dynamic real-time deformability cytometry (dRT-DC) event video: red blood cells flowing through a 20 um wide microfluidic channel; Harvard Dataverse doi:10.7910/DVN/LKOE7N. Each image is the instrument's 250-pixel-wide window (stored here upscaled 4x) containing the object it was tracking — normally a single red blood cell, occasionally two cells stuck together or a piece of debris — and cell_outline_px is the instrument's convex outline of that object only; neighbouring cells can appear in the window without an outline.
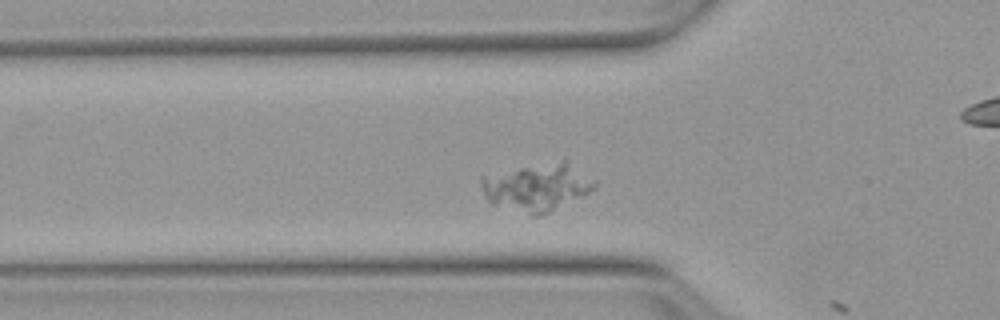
{"species": "Egyptian fruit bat (a non-hibernating species)", "species_latin": "Rousettus aegyptiacus", "temperature_condition": "warm", "stored_images_in_passage": 13, "camera_frame_rate_fps": 3000, "um_per_image_px": 0.085, "animal": {"sex": "female"}, "frame": {"image": 1, "passage_image": 12, "time_ms": 3.667, "image_size_px": [1000, 320], "cell_outline_px": [[596, 188], [540, 216], [532, 216], [492, 204], [484, 196], [480, 184], [480, 176], [564, 156], [596, 180]], "centroid_in_image_um": [45.66, 15.83], "position_along_channel_um": 80.1, "area_um2": 32.37}}